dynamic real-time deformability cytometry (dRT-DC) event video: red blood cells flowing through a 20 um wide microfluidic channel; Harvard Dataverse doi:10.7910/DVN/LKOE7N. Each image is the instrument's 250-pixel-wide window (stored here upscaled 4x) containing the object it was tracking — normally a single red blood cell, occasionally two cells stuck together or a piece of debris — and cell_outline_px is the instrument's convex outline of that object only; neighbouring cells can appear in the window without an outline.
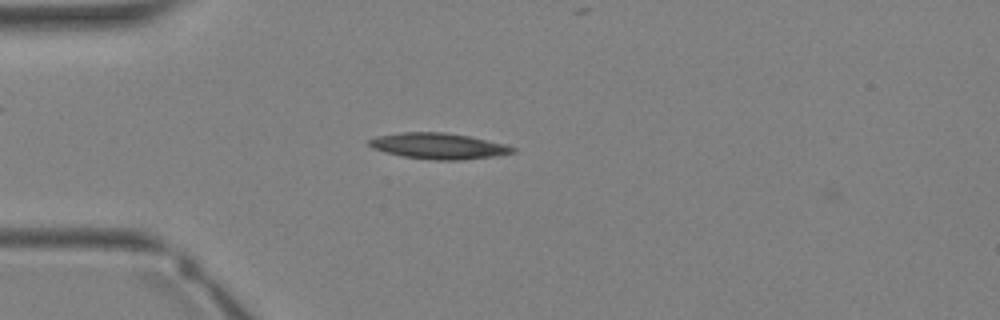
{"species": "Egyptian fruit bat (a non-hibernating species)", "species_latin": "Rousettus aegyptiacus", "temperature_condition": "warm", "stored_images_in_passage": 3, "camera_frame_rate_fps": 3000, "um_per_image_px": 0.085, "animal": {"sex": "female"}, "frame": {"image": 1, "passage_image": 1, "time_ms": 0.0, "image_size_px": [1000, 320], "cell_outline_px": [[516, 152], [500, 156], [460, 160], [436, 160], [404, 156], [384, 152], [372, 148], [368, 144], [368, 140], [376, 136], [400, 132], [444, 132], [468, 136], [504, 144], [516, 148]], "centroid_in_image_um": [37.28, 12.41], "position_along_channel_um": 47.7, "area_um2": 21.73}}